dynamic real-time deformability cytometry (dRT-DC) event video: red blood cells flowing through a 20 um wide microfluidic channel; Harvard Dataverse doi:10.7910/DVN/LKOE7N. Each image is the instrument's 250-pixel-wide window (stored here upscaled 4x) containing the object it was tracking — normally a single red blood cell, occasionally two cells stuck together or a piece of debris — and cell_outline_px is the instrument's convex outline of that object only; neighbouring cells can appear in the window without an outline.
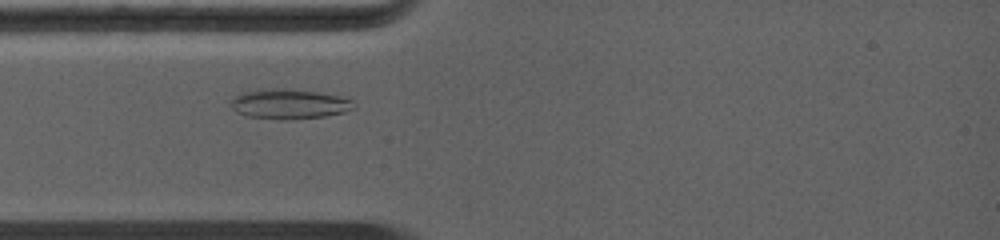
{"species": "common noctule bat (a hibernating species)", "species_latin": "Nyctalus noctula", "temperature_condition": "warm", "stored_images_in_passage": 40, "camera_frame_rate_fps": 5000, "um_per_image_px": 0.085, "animal": {"sex": "female", "body_mass_g": 19.0, "forearm_length_mm": 56.7}, "frame": {"image": 1, "passage_image": 8, "time_ms": 2.4, "image_size_px": [1000, 240], "cell_outline_px": [[356, 108], [344, 112], [324, 116], [248, 116], [236, 112], [228, 104], [228, 100], [244, 92], [260, 88], [284, 88], [316, 92], [340, 96], [352, 100], [356, 104]], "centroid_in_image_um": [24.57, 8.77], "position_along_channel_um": 60.4, "area_um2": 20.52}}
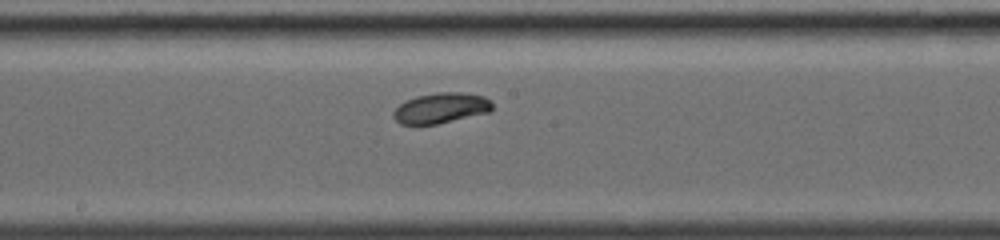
{"frame": {"image": 2, "passage_image": 19, "time_ms": 5.8, "image_size_px": [1000, 240], "cell_outline_px": [[492, 112], [436, 124], [400, 124], [392, 116], [392, 112], [400, 104], [416, 96], [436, 92], [464, 92], [484, 96], [492, 100]], "centroid_in_image_um": [37.52, 9.17], "position_along_channel_um": 210.7, "area_um2": 17.69}}
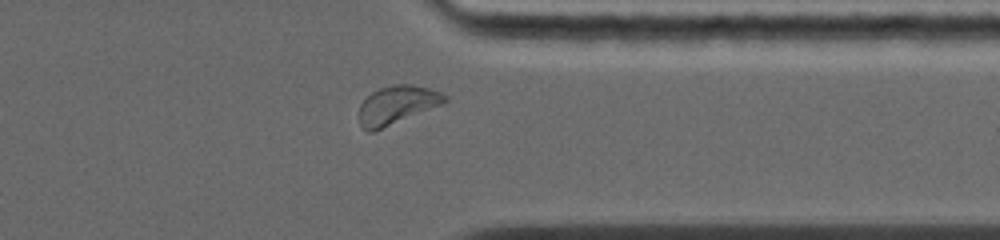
{"frame": {"image": 3, "passage_image": 32, "time_ms": 9.6, "image_size_px": [1000, 240], "cell_outline_px": [[448, 100], [440, 104], [372, 132], [368, 132], [360, 124], [360, 104], [372, 92], [380, 88], [392, 84], [412, 84], [428, 88], [440, 92], [448, 96]], "centroid_in_image_um": [33.72, 8.89], "position_along_channel_um": 377.7, "area_um2": 18.61}}